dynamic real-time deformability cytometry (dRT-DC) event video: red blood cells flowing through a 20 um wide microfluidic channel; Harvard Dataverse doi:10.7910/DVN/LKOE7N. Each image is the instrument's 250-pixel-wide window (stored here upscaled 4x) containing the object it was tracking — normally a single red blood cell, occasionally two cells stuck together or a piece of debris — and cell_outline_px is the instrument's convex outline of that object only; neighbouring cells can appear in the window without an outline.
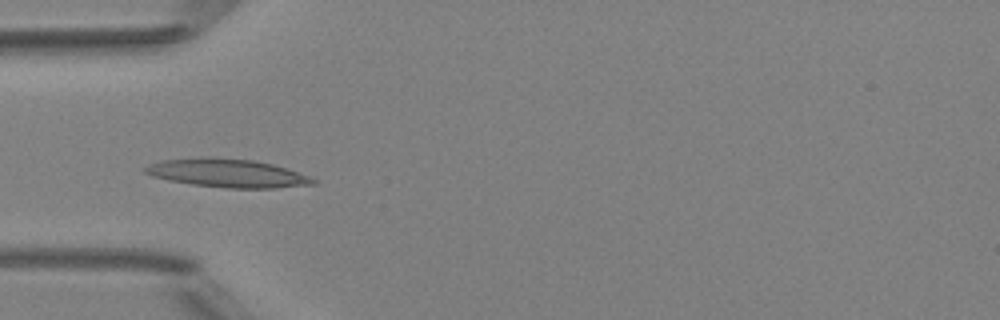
{"species": "Egyptian fruit bat (a non-hibernating species)", "species_latin": "Rousettus aegyptiacus", "temperature_condition": "room temperature", "stored_images_in_passage": 4, "camera_frame_rate_fps": 3000, "um_per_image_px": 0.085, "animal": {"sex": "female"}, "frame": {"image": 1, "passage_image": 4, "time_ms": 3.333, "image_size_px": [1000, 320], "cell_outline_px": [[316, 184], [276, 188], [228, 188], [192, 184], [168, 180], [152, 176], [144, 172], [144, 168], [148, 164], [164, 160], [212, 156], [252, 160], [272, 164], [308, 176], [316, 180]], "centroid_in_image_um": [19.3, 14.71], "position_along_channel_um": 65.7, "area_um2": 27.63}}